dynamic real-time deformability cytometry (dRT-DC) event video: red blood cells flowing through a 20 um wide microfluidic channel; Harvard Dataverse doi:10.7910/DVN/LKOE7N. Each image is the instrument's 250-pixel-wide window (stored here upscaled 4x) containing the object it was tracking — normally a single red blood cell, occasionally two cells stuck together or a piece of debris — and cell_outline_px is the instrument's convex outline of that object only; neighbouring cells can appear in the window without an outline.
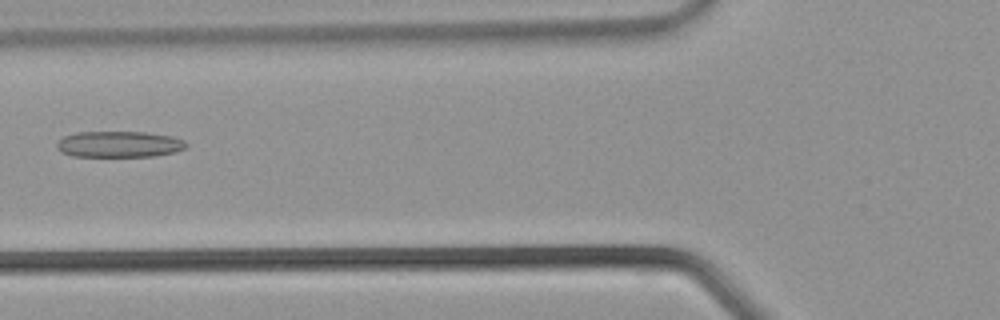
{"species": "common noctule bat (a hibernating species)", "species_latin": "Nyctalus noctula", "temperature_condition": "warm", "stored_images_in_passage": 33, "camera_frame_rate_fps": 3000, "um_per_image_px": 0.085, "animal": {"sex": "male", "body_mass_g": 21.5, "forearm_length_mm": 52.0}, "frame": {"image": 1, "passage_image": 11, "time_ms": 3.333, "image_size_px": [1000, 320], "cell_outline_px": [[188, 144], [184, 148], [176, 152], [156, 156], [72, 156], [60, 152], [56, 148], [56, 144], [64, 136], [76, 132], [144, 132], [172, 136], [184, 140]], "centroid_in_image_um": [10.12, 12.26], "position_along_channel_um": 115.7, "area_um2": 19.77}}
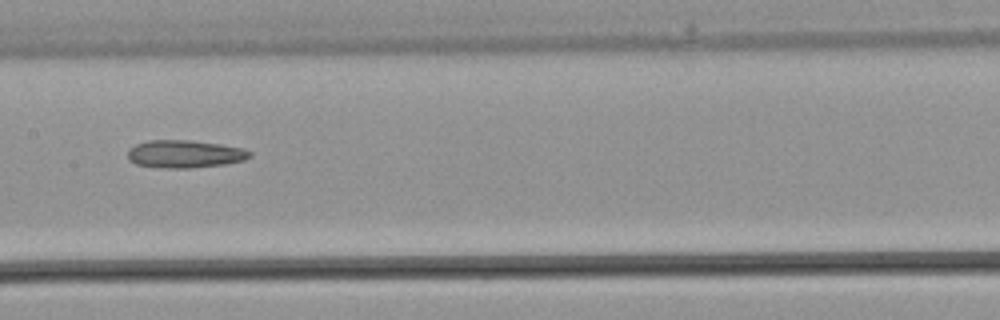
{"frame": {"image": 2, "passage_image": 15, "time_ms": 4.667, "image_size_px": [1000, 320], "cell_outline_px": [[252, 156], [244, 160], [224, 164], [192, 168], [160, 168], [136, 164], [128, 160], [128, 148], [136, 144], [148, 140], [192, 140], [220, 144], [244, 148], [252, 152]], "centroid_in_image_um": [15.7, 13.09], "position_along_channel_um": 191.7, "area_um2": 19.94}}
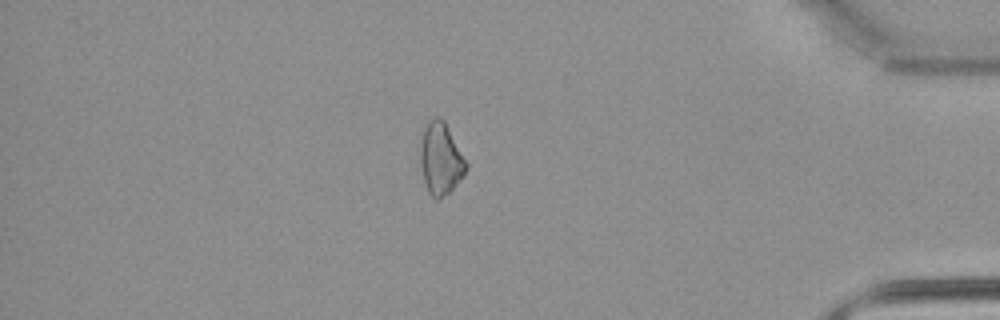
{"frame": {"image": 3, "passage_image": 28, "time_ms": 9.0, "image_size_px": [1000, 320], "cell_outline_px": [[468, 168], [452, 188], [448, 192], [436, 200], [428, 192], [424, 180], [420, 160], [420, 148], [424, 128], [428, 120], [436, 116], [440, 116], [444, 120], [468, 164]], "centroid_in_image_um": [37.45, 13.45], "position_along_channel_um": 397.8, "area_um2": 18.9}}